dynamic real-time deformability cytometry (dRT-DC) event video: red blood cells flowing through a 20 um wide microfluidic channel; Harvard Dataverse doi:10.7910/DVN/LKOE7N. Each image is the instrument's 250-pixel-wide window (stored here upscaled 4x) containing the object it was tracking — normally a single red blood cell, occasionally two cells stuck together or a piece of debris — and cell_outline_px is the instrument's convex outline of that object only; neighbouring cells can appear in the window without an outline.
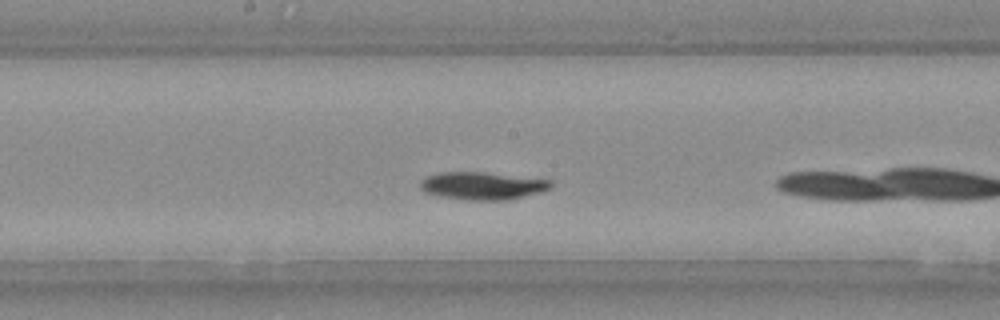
{"species": "Egyptian fruit bat (a non-hibernating species)", "species_latin": "Rousettus aegyptiacus", "temperature_condition": "warm", "stored_images_in_passage": 12, "camera_frame_rate_fps": 3000, "um_per_image_px": 0.085, "animal": {"sex": "female"}, "frame": {"image": 1, "passage_image": 7, "time_ms": 2.0, "image_size_px": [1000, 320], "cell_outline_px": [[552, 184], [548, 188], [536, 192], [508, 200], [464, 200], [440, 196], [424, 192], [420, 188], [420, 180], [428, 176], [440, 172], [484, 172], [552, 180]], "centroid_in_image_um": [40.93, 15.79], "position_along_channel_um": 207.3, "area_um2": 20.81}}